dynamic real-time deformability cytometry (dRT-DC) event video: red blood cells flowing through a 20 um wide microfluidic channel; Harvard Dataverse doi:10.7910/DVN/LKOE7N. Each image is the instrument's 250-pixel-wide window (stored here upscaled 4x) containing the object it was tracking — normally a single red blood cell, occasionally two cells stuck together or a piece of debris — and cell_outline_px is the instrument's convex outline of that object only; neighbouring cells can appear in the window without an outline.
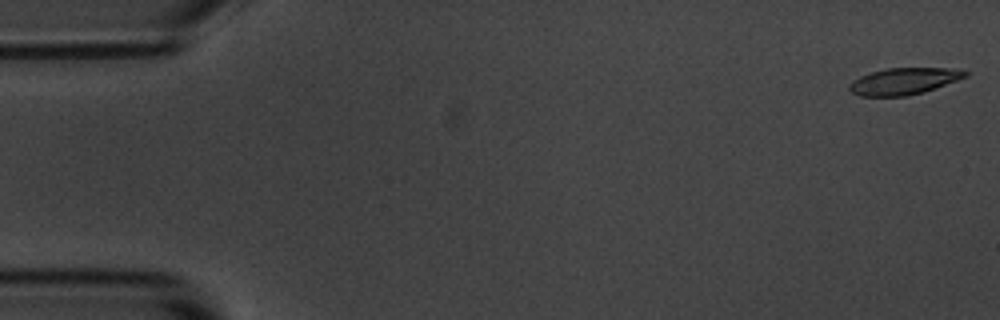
{"species": "common noctule bat (a hibernating species)", "species_latin": "Nyctalus noctula", "temperature_condition": "room temperature", "stored_images_in_passage": 55, "camera_frame_rate_fps": 3000, "um_per_image_px": 0.085, "animal": {"sex": "male", "body_mass_g": 20.1, "forearm_length_mm": 53.5}, "frame": {"image": 1, "passage_image": 1, "time_ms": 0.0, "image_size_px": [1000, 320], "cell_outline_px": [[968, 76], [936, 88], [924, 92], [908, 96], [860, 96], [852, 92], [848, 88], [848, 84], [852, 80], [860, 76], [872, 72], [888, 68], [956, 68], [968, 72]], "centroid_in_image_um": [76.83, 6.9], "position_along_channel_um": 8.2, "area_um2": 18.09}}
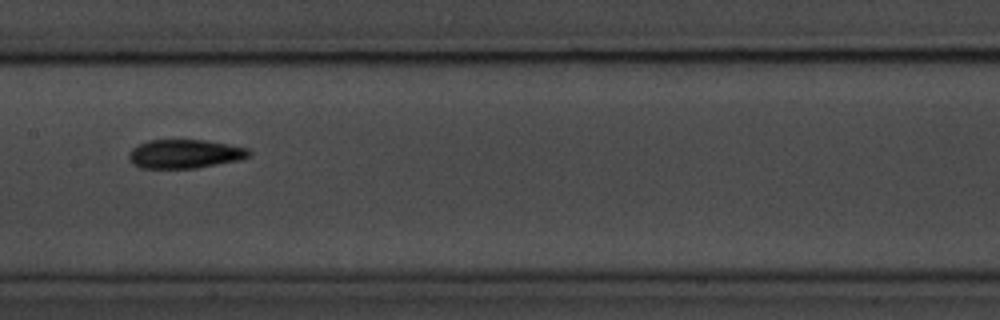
{"frame": {"image": 2, "passage_image": 27, "time_ms": 8.667, "image_size_px": [1000, 320], "cell_outline_px": [[252, 152], [248, 156], [240, 160], [196, 168], [140, 168], [132, 164], [128, 160], [128, 152], [136, 144], [148, 140], [204, 140], [228, 144], [248, 148]], "centroid_in_image_um": [15.66, 13.08], "position_along_channel_um": 191.7, "area_um2": 20.4}}
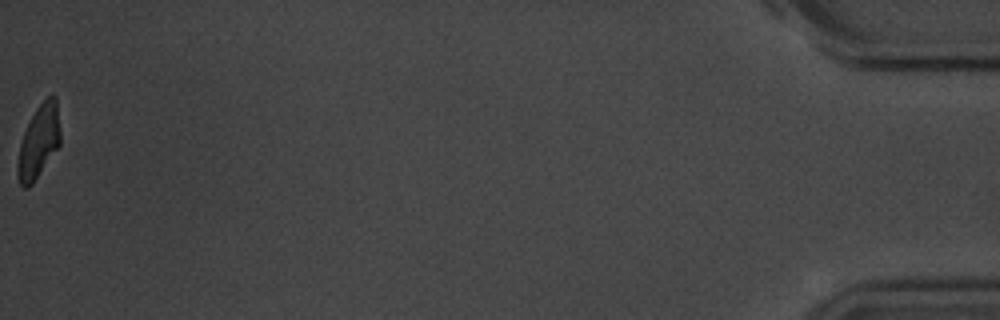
{"frame": {"image": 3, "passage_image": 55, "time_ms": 18.0, "image_size_px": [1000, 320], "cell_outline_px": [[60, 144], [32, 184], [28, 188], [24, 188], [20, 184], [16, 176], [16, 164], [20, 144], [24, 132], [36, 108], [52, 92], [56, 96], [60, 132]], "centroid_in_image_um": [3.28, 12.04], "position_along_channel_um": 431.9, "area_um2": 18.15}, "authors_computed_cell_mechanics": {"area_um2": 19.2474, "velocity_mm_per_s": 3.646, "shape_relaxation_time_tau1_ms": 4.8475, "shape_relaxation_time_tau2_ms": 4.2268, "deformation_change_tau1": 0.1781, "deformation_change_tau2": 0.1129}}